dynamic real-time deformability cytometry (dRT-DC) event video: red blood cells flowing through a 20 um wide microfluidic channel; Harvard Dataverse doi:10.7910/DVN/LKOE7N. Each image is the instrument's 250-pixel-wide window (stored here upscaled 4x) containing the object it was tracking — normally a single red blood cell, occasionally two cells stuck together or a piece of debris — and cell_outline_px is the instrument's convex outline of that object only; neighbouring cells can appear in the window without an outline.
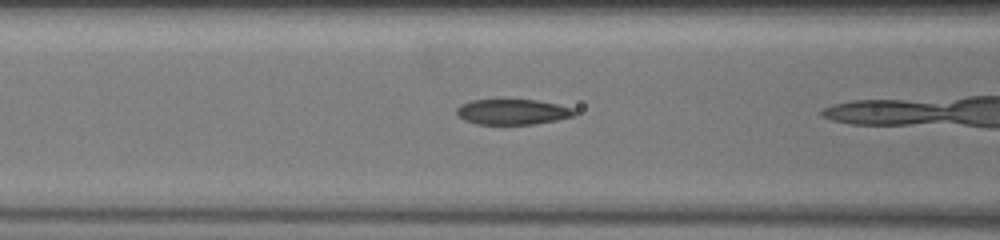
{"species": "common noctule bat (a hibernating species)", "species_latin": "Nyctalus noctula", "temperature_condition": "warm", "stored_images_in_passage": 7, "camera_frame_rate_fps": 3000, "um_per_image_px": 0.085, "animal": {"sex": "female", "body_mass_g": 19.5, "forearm_length_mm": 54.1}, "frame": {"image": 1, "passage_image": 6, "time_ms": 1.667, "image_size_px": [1000, 240], "cell_outline_px": [[576, 112], [572, 116], [556, 120], [532, 124], [476, 124], [464, 120], [456, 112], [456, 108], [460, 104], [472, 100], [536, 100], [556, 104], [572, 108]], "centroid_in_image_um": [43.52, 9.51], "position_along_channel_um": 123.1, "area_um2": 17.22}}